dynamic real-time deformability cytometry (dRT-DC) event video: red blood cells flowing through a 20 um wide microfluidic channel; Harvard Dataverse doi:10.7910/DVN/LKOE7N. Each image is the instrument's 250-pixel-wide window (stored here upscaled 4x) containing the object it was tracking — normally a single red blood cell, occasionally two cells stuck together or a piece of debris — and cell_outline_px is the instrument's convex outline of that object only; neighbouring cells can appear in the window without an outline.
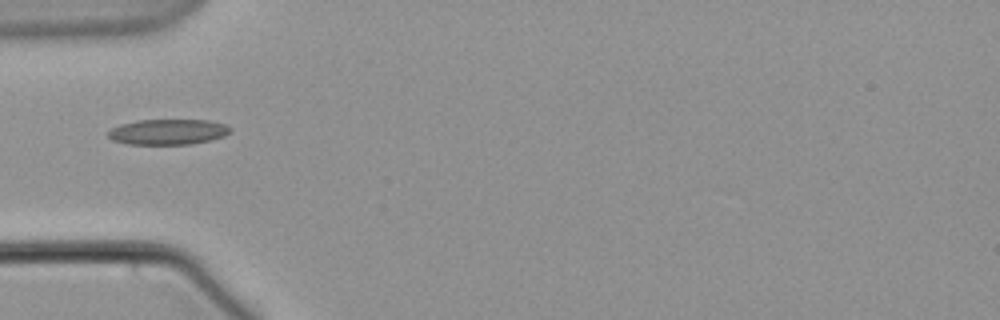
{"species": "common noctule bat (a hibernating species)", "species_latin": "Nyctalus noctula", "temperature_condition": "warm", "stored_images_in_passage": 7, "segment_of_instrument_passage": [2, 2], "camera_frame_rate_fps": 3000, "um_per_image_px": 0.085, "animal": {"sex": "male", "body_mass_g": 21.5, "forearm_length_mm": 52.0}, "frame": {"image": 1, "passage_image": 6, "time_ms": 6.0, "image_size_px": [1000, 320], "cell_outline_px": [[232, 128], [224, 136], [212, 140], [188, 144], [128, 144], [112, 140], [108, 136], [108, 132], [112, 128], [120, 124], [136, 120], [208, 120], [224, 124]], "centroid_in_image_um": [14.26, 11.2], "position_along_channel_um": 70.7, "area_um2": 18.09}}
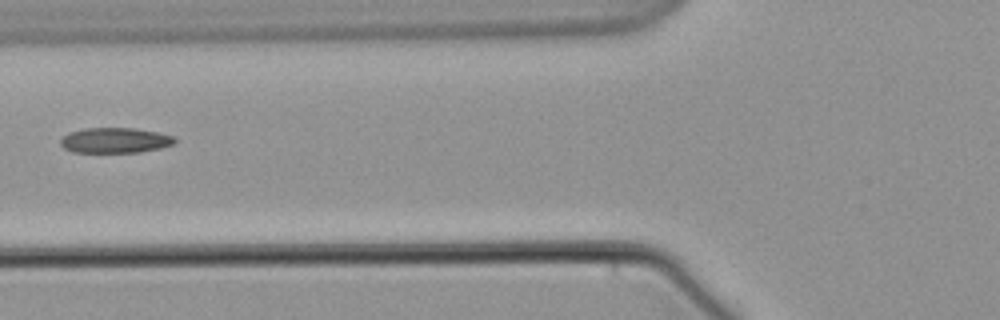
{"frame": {"image": 2, "passage_image": 7, "time_ms": 7.333, "image_size_px": [1000, 320], "cell_outline_px": [[176, 140], [172, 144], [160, 148], [140, 152], [72, 152], [64, 148], [60, 144], [60, 140], [68, 132], [84, 128], [132, 128], [160, 132], [172, 136]], "centroid_in_image_um": [9.75, 11.92], "position_along_channel_um": 116.0, "area_um2": 16.82}}